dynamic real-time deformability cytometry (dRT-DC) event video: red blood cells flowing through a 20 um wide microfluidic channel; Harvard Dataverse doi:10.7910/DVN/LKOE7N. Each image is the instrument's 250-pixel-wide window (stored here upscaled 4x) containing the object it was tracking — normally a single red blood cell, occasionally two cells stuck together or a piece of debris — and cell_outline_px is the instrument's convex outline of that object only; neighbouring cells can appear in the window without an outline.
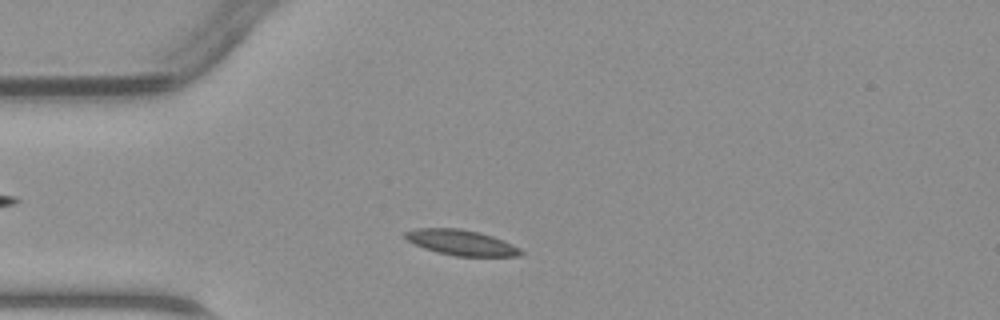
{"species": "common noctule bat (a hibernating species)", "species_latin": "Nyctalus noctula", "temperature_condition": "warm", "stored_images_in_passage": 36, "camera_frame_rate_fps": 3000, "um_per_image_px": 0.085, "animal": {"sex": "male", "body_mass_g": 23.1, "forearm_length_mm": 52.7}, "frame": {"image": 1, "passage_image": 6, "time_ms": 1.667, "image_size_px": [1000, 320], "cell_outline_px": [[524, 252], [516, 256], [456, 256], [436, 252], [424, 248], [408, 240], [404, 236], [404, 232], [416, 228], [460, 228], [480, 232], [492, 236], [512, 244], [520, 248]], "centroid_in_image_um": [39.2, 20.61], "position_along_channel_um": 45.8, "area_um2": 17.05}}
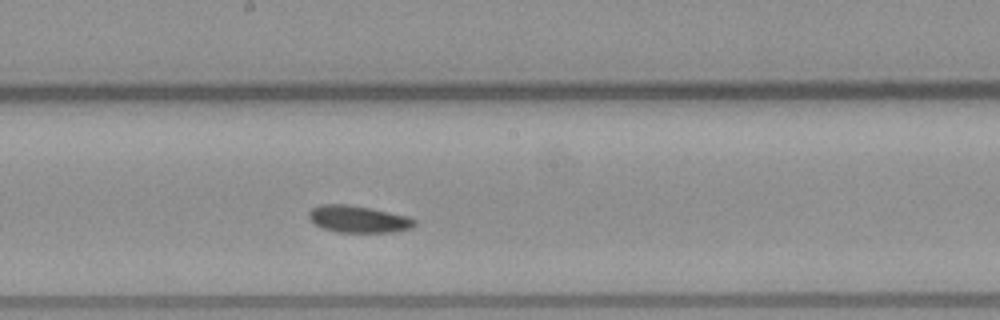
{"frame": {"image": 2, "passage_image": 19, "time_ms": 6.0, "image_size_px": [1000, 320], "cell_outline_px": [[416, 224], [412, 228], [392, 232], [336, 232], [324, 228], [316, 224], [308, 216], [308, 212], [312, 208], [320, 204], [348, 204], [372, 208], [412, 216], [416, 220]], "centroid_in_image_um": [30.52, 18.61], "position_along_channel_um": 217.7, "area_um2": 16.82}}
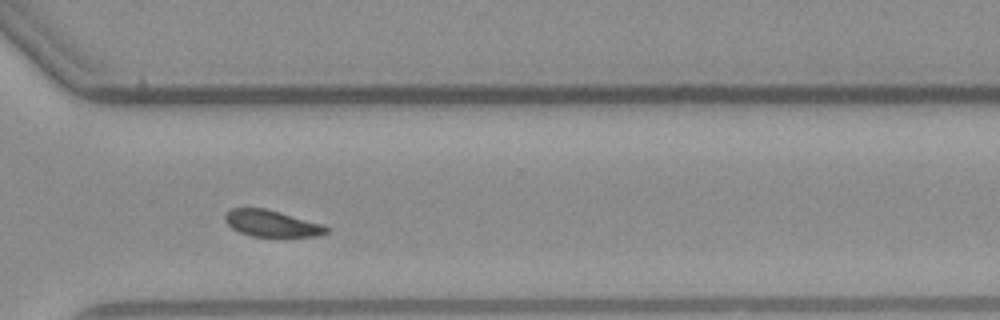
{"frame": {"image": 3, "passage_image": 28, "time_ms": 9.0, "image_size_px": [1000, 320], "cell_outline_px": [[328, 232], [316, 236], [252, 236], [240, 232], [232, 228], [224, 220], [224, 216], [232, 208], [264, 208], [280, 212], [324, 224], [328, 228]], "centroid_in_image_um": [23.1, 18.99], "position_along_channel_um": 347.5, "area_um2": 15.49}}